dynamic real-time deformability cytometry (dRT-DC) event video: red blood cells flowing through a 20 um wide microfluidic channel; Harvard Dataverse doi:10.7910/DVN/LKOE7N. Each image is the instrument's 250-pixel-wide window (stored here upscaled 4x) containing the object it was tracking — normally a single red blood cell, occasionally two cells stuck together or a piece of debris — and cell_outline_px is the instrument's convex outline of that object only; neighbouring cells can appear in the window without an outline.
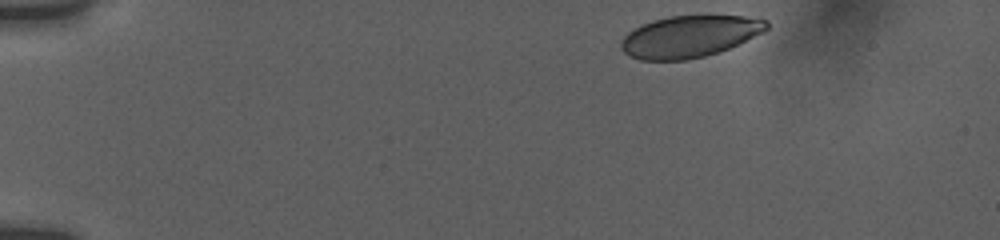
{"species": "human", "species_latin": "Homo sapiens", "temperature_condition": "room temperature", "stored_images_in_passage": 40, "camera_frame_rate_fps": 3000, "um_per_image_px": 0.085, "donor": {"sex": "female"}, "frame": {"image": 1, "passage_image": 1, "time_ms": 0.0, "image_size_px": [1000, 240], "cell_outline_px": [[768, 28], [764, 32], [728, 48], [704, 56], [688, 60], [640, 60], [628, 56], [620, 48], [620, 40], [628, 32], [652, 20], [668, 16], [708, 12], [744, 16], [768, 20]], "centroid_in_image_um": [58.62, 3.05], "position_along_channel_um": 26.4, "area_um2": 36.36}}
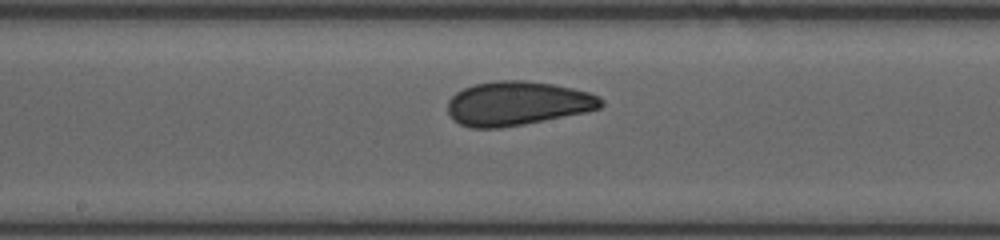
{"frame": {"image": 2, "passage_image": 22, "time_ms": 7.333, "image_size_px": [1000, 240], "cell_outline_px": [[604, 104], [600, 108], [588, 112], [524, 124], [500, 128], [472, 128], [460, 124], [452, 120], [448, 112], [448, 100], [456, 92], [464, 88], [476, 84], [496, 80], [524, 80], [552, 84], [572, 88], [588, 92], [600, 96], [604, 100]], "centroid_in_image_um": [43.99, 8.79], "position_along_channel_um": 204.2, "area_um2": 39.59}}
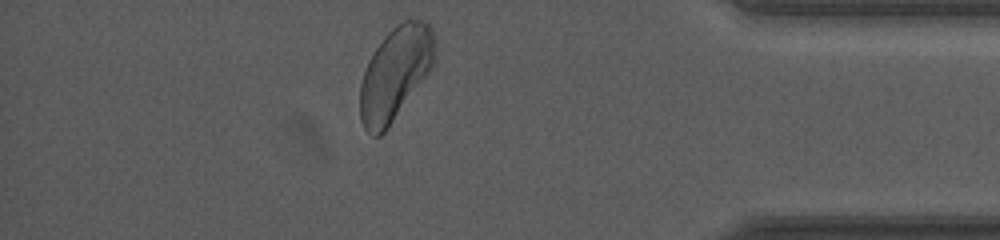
{"frame": {"image": 3, "passage_image": 40, "time_ms": 13.333, "image_size_px": [1000, 240], "cell_outline_px": [[436, 60], [432, 68], [384, 132], [380, 136], [372, 136], [364, 128], [360, 120], [360, 84], [368, 60], [384, 36], [396, 24], [404, 20], [428, 20], [432, 24], [436, 40]], "centroid_in_image_um": [33.63, 6.19], "position_along_channel_um": 401.6, "area_um2": 40.86}, "authors_computed_cell_mechanics": {"area_um2": 38.5815, "velocity_mm_per_s": 3.7652, "shape_relaxation_time_tau1_ms": 3.954, "shape_relaxation_time_tau2_ms": 0.9871, "deformation_change_tau1": 0.0982, "deformation_change_tau2": 0.0434}}